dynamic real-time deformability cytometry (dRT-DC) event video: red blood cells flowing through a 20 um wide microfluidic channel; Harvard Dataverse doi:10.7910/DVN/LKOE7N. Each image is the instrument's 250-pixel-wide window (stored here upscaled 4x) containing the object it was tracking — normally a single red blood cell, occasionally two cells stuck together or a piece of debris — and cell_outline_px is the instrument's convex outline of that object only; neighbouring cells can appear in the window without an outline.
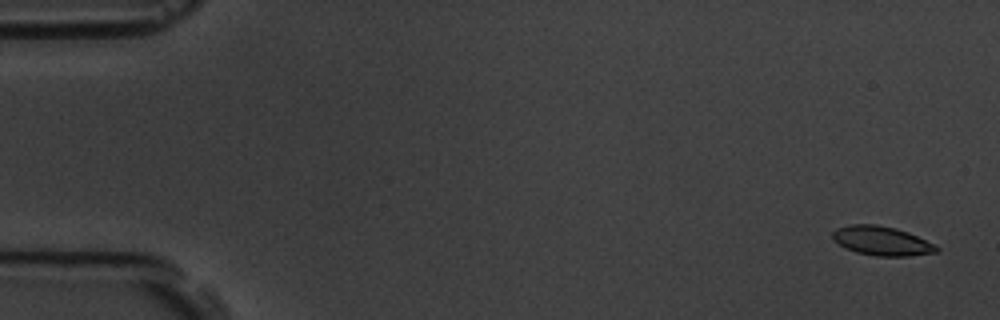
{"species": "common noctule bat (a hibernating species)", "species_latin": "Nyctalus noctula", "temperature_condition": "room temperature", "stored_images_in_passage": 5, "camera_frame_rate_fps": 3000, "um_per_image_px": 0.085, "animal": {"sex": "male", "body_mass_g": 19.5, "forearm_length_mm": 54.6}, "frame": {"image": 1, "passage_image": 1, "time_ms": 0.0, "image_size_px": [1000, 320], "cell_outline_px": [[940, 252], [908, 256], [876, 256], [856, 252], [844, 248], [832, 240], [832, 232], [836, 228], [848, 224], [876, 224], [896, 228], [908, 232], [940, 248]], "centroid_in_image_um": [74.9, 20.47], "position_along_channel_um": 10.1, "area_um2": 17.8}}
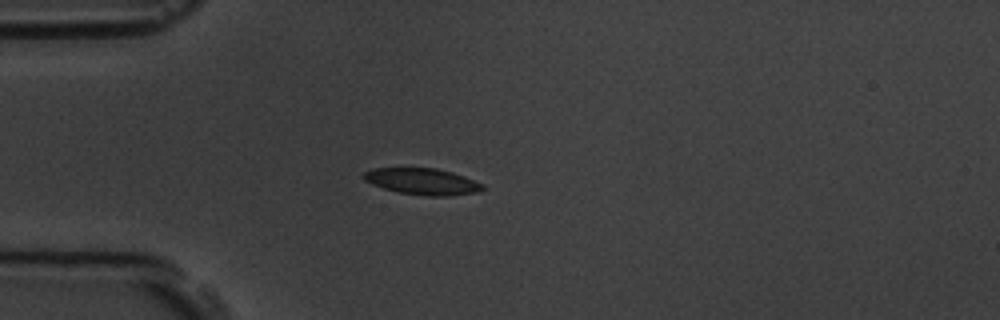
{"frame": {"image": 2, "passage_image": 5, "time_ms": 4.333, "image_size_px": [1000, 320], "cell_outline_px": [[484, 188], [480, 192], [452, 196], [428, 196], [400, 192], [384, 188], [372, 184], [364, 180], [364, 172], [372, 168], [436, 168], [452, 172], [464, 176], [484, 184]], "centroid_in_image_um": [35.95, 15.43], "position_along_channel_um": 49.1, "area_um2": 18.32}}